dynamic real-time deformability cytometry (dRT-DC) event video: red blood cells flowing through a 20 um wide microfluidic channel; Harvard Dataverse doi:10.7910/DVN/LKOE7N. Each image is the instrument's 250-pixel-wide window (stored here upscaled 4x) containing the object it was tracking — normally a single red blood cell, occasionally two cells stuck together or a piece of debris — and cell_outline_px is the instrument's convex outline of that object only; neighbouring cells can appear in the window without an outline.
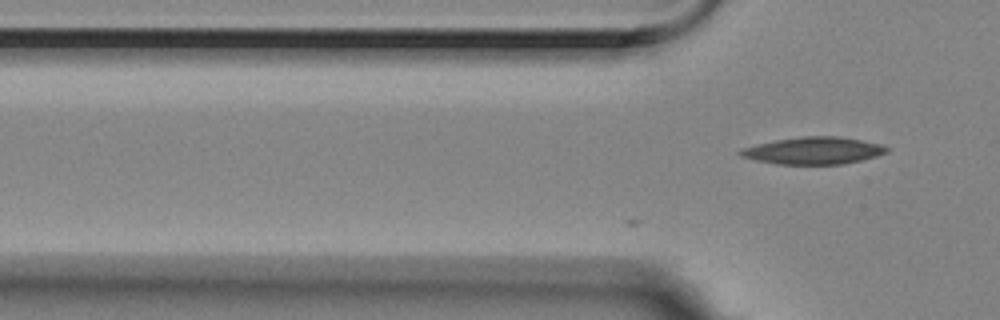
{"species": "Egyptian fruit bat (a non-hibernating species)", "species_latin": "Rousettus aegyptiacus", "temperature_condition": "room temperature", "stored_images_in_passage": 6, "camera_frame_rate_fps": 3000, "um_per_image_px": 0.085, "animal": {"sex": "female"}, "frame": {"image": 1, "passage_image": 6, "time_ms": 1.667, "image_size_px": [1000, 320], "cell_outline_px": [[892, 148], [888, 152], [876, 156], [844, 164], [776, 164], [756, 160], [740, 156], [736, 152], [740, 148], [756, 144], [776, 140], [800, 136], [840, 136], [864, 140], [880, 144]], "centroid_in_image_um": [69.15, 12.79], "position_along_channel_um": 56.7, "area_um2": 23.41}}